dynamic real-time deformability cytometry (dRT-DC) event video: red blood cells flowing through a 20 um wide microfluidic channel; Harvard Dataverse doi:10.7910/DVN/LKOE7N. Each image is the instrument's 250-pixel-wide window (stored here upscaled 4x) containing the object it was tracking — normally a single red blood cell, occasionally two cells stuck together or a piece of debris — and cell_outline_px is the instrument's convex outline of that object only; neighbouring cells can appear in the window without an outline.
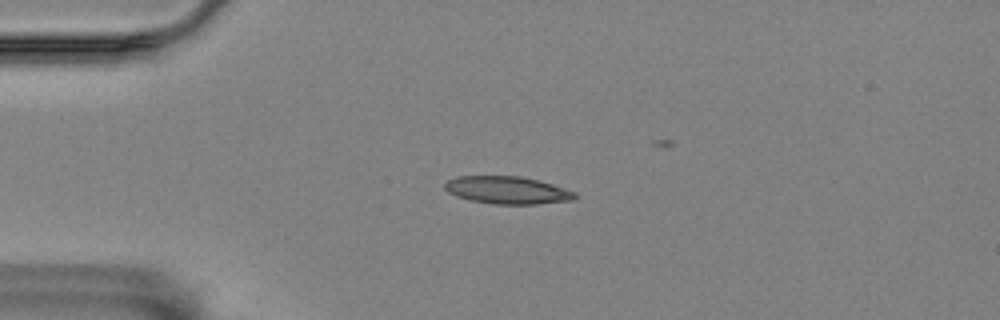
{"species": "Egyptian fruit bat (a non-hibernating species)", "species_latin": "Rousettus aegyptiacus", "temperature_condition": "room temperature", "stored_images_in_passage": 2, "camera_frame_rate_fps": 3000, "um_per_image_px": 0.085, "animal": {"sex": "female"}, "frame": {"image": 1, "passage_image": 1, "time_ms": 0.0, "image_size_px": [1000, 320], "cell_outline_px": [[576, 196], [572, 200], [536, 204], [492, 204], [468, 200], [456, 196], [448, 192], [444, 188], [444, 184], [448, 180], [456, 176], [520, 176], [552, 184], [576, 192]], "centroid_in_image_um": [43.08, 16.16], "position_along_channel_um": 41.9, "area_um2": 20.87}}